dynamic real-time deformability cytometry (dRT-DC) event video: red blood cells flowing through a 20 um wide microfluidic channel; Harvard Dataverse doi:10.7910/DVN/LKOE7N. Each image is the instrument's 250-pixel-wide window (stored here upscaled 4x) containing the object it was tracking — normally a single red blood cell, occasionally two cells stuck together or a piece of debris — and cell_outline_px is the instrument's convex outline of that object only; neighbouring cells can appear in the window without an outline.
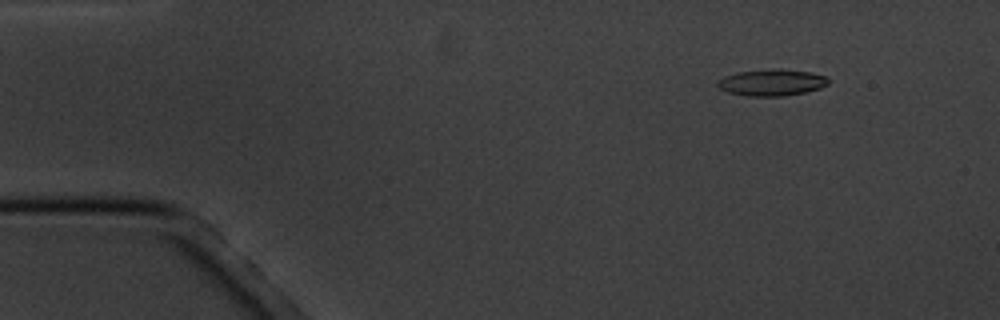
{"species": "common noctule bat (a hibernating species)", "species_latin": "Nyctalus noctula", "temperature_condition": "cold", "stored_images_in_passage": 7, "camera_frame_rate_fps": 3000, "um_per_image_px": 0.085, "animal": {"sex": "male", "body_mass_g": 20.1, "forearm_length_mm": 53.5}, "frame": {"image": 1, "passage_image": 3, "time_ms": 2.0, "image_size_px": [1000, 320], "cell_outline_px": [[828, 84], [820, 88], [804, 92], [784, 96], [748, 96], [728, 92], [720, 88], [716, 84], [716, 80], [724, 76], [740, 72], [780, 68], [812, 72], [824, 76], [828, 80]], "centroid_in_image_um": [65.59, 7.01], "position_along_channel_um": 19.4, "area_um2": 17.05}}
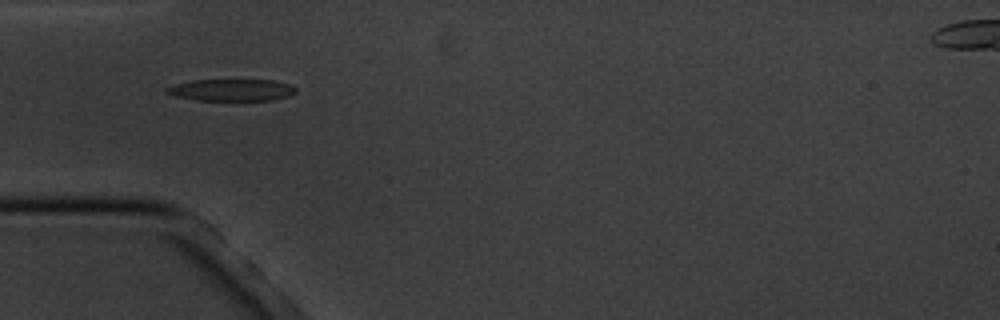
{"frame": {"image": 2, "passage_image": 6, "time_ms": 5.667, "image_size_px": [1000, 320], "cell_outline_px": [[296, 92], [288, 96], [272, 100], [196, 100], [176, 96], [164, 92], [164, 88], [176, 84], [192, 80], [272, 80], [288, 84], [296, 88]], "centroid_in_image_um": [19.66, 7.65], "position_along_channel_um": 65.3, "area_um2": 16.36}}
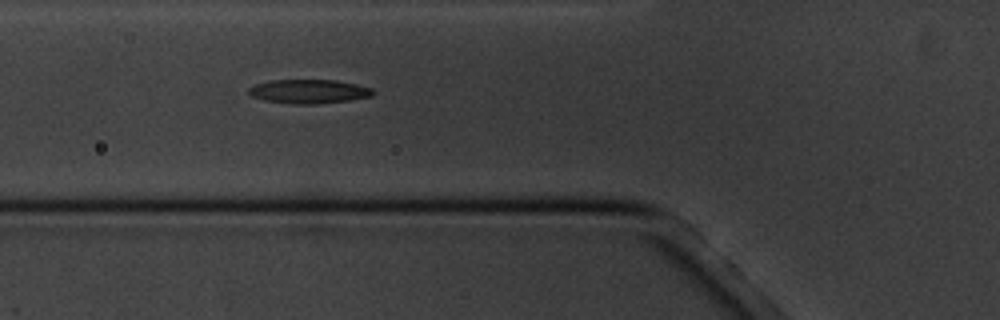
{"frame": {"image": 3, "passage_image": 7, "time_ms": 6.667, "image_size_px": [1000, 320], "cell_outline_px": [[372, 96], [348, 100], [316, 104], [292, 104], [264, 100], [252, 96], [248, 92], [248, 88], [256, 84], [268, 80], [336, 80], [356, 84], [372, 88]], "centroid_in_image_um": [26.22, 7.77], "position_along_channel_um": 99.6, "area_um2": 17.28}}